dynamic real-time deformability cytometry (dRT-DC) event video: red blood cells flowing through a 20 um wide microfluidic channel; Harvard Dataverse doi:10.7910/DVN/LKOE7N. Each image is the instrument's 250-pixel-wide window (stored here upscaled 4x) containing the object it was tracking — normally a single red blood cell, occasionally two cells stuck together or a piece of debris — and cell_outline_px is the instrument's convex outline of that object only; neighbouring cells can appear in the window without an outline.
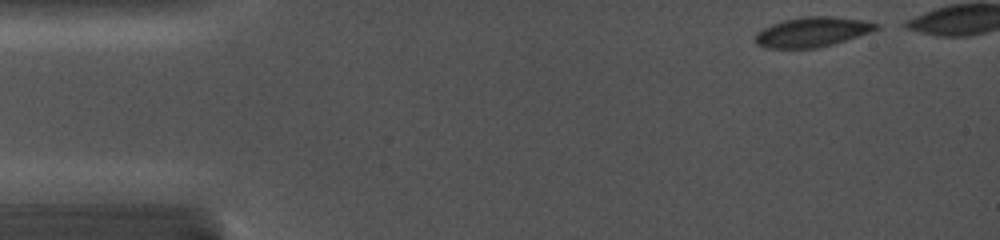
{"species": "common noctule bat (a hibernating species)", "species_latin": "Nyctalus noctula", "temperature_condition": "cold", "stored_images_in_passage": 10, "camera_frame_rate_fps": 5000, "um_per_image_px": 0.085, "animal": {"sex": "female", "body_mass_g": 19.0, "forearm_length_mm": 56.7}, "frame": {"image": 1, "passage_image": 1, "time_ms": 0.0, "image_size_px": [1000, 240], "cell_outline_px": [[880, 28], [832, 44], [816, 48], [768, 48], [756, 44], [756, 32], [772, 24], [784, 20], [800, 16], [832, 16], [864, 20], [880, 24]], "centroid_in_image_um": [69.03, 2.7], "position_along_channel_um": 16.0, "area_um2": 20.81}}
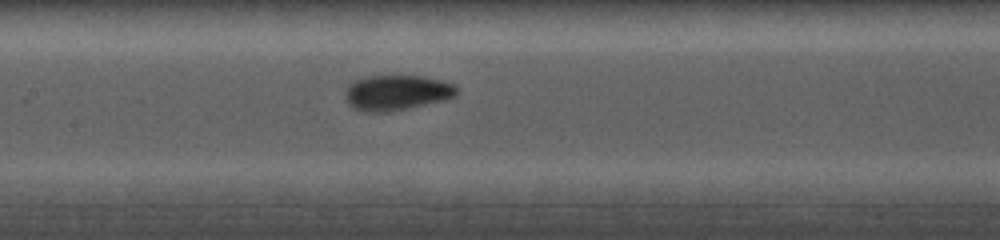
{"frame": {"image": 2, "passage_image": 9, "time_ms": 6.4, "image_size_px": [1000, 240], "cell_outline_px": [[460, 92], [456, 96], [444, 100], [408, 108], [384, 112], [364, 112], [352, 108], [348, 104], [344, 92], [348, 84], [352, 80], [364, 76], [424, 76], [456, 84], [460, 88]], "centroid_in_image_um": [33.72, 7.86], "position_along_channel_um": 173.7, "area_um2": 23.35}}